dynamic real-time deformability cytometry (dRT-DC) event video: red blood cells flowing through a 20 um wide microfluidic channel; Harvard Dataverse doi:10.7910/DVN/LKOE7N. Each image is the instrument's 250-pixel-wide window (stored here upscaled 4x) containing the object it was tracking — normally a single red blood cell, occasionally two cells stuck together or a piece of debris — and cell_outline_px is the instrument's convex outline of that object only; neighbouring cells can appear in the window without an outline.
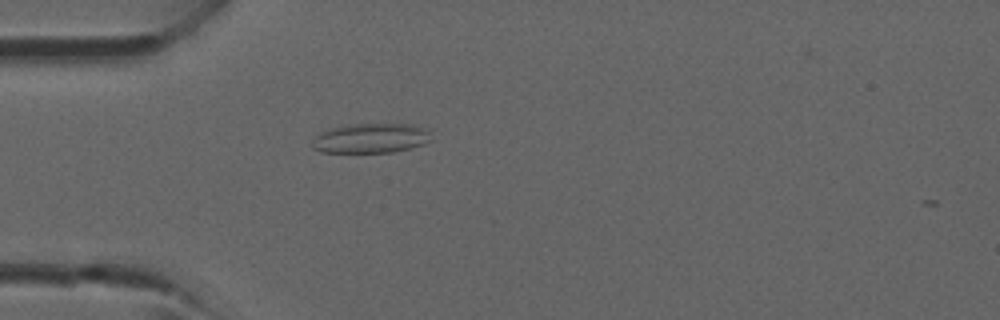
{"species": "common noctule bat (a hibernating species)", "species_latin": "Nyctalus noctula", "temperature_condition": "room temperature", "stored_images_in_passage": 37, "camera_frame_rate_fps": 3000, "um_per_image_px": 0.085, "animal": {"sex": "male", "forearm_length_mm": 52.5}, "frame": {"image": 1, "passage_image": 8, "time_ms": 2.333, "image_size_px": [1000, 320], "cell_outline_px": [[432, 140], [424, 144], [392, 152], [320, 152], [312, 148], [312, 140], [320, 132], [332, 128], [348, 124], [412, 124], [424, 128], [428, 132]], "centroid_in_image_um": [31.49, 11.75], "position_along_channel_um": 53.5, "area_um2": 20.52}}
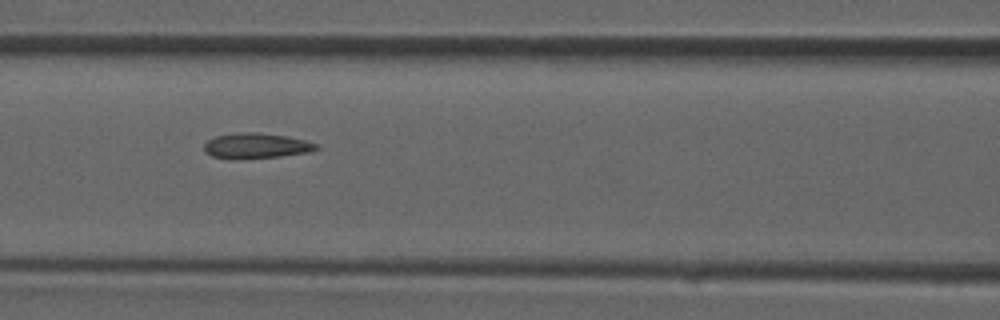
{"frame": {"image": 2, "passage_image": 14, "time_ms": 4.333, "image_size_px": [1000, 320], "cell_outline_px": [[320, 148], [308, 152], [280, 156], [228, 160], [212, 156], [204, 152], [204, 144], [208, 140], [216, 136], [244, 132], [256, 132], [288, 136], [304, 140], [316, 144]], "centroid_in_image_um": [21.73, 12.4], "position_along_channel_um": 144.9, "area_um2": 16.59}}
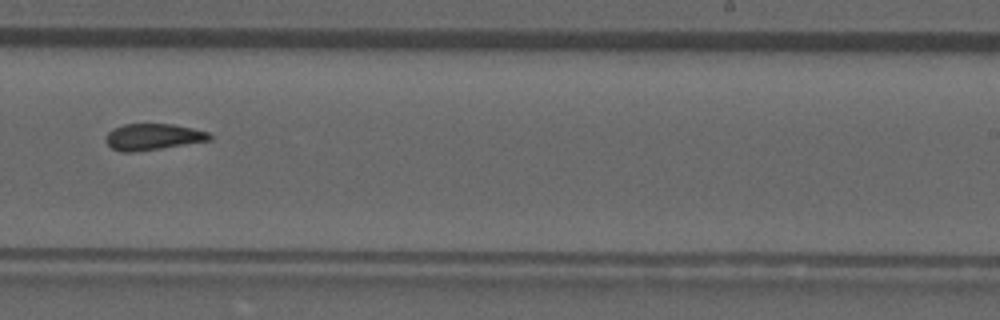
{"frame": {"image": 3, "passage_image": 22, "time_ms": 7.0, "image_size_px": [1000, 320], "cell_outline_px": [[212, 140], [136, 152], [120, 152], [112, 148], [104, 140], [104, 136], [112, 128], [124, 124], [172, 124], [192, 128], [208, 132], [212, 136]], "centroid_in_image_um": [12.96, 11.63], "position_along_channel_um": 276.0, "area_um2": 16.07}}